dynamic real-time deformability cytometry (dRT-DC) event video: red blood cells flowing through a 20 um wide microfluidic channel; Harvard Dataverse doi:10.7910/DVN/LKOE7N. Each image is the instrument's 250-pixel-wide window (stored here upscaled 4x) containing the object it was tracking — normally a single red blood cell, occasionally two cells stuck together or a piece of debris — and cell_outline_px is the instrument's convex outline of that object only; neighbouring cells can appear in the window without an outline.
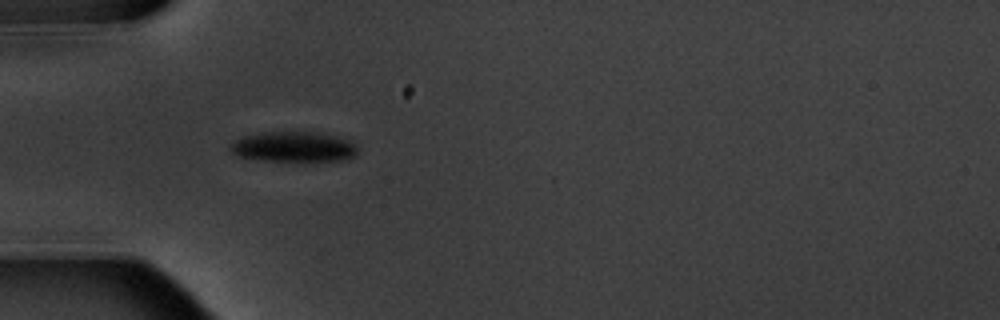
{"species": "common noctule bat (a hibernating species)", "species_latin": "Nyctalus noctula", "temperature_condition": "warm", "stored_images_in_passage": 5, "camera_frame_rate_fps": 3000, "um_per_image_px": 0.085, "animal": {"sex": "male", "body_mass_g": 20.1, "forearm_length_mm": 53.5}, "frame": {"image": 1, "passage_image": 4, "time_ms": 4.333, "image_size_px": [1000, 320], "cell_outline_px": [[360, 148], [356, 156], [348, 160], [316, 164], [300, 164], [264, 160], [236, 156], [228, 148], [236, 140], [244, 136], [260, 132], [312, 132], [352, 140]], "centroid_in_image_um": [25.07, 12.55], "position_along_channel_um": 59.9, "area_um2": 23.81}}